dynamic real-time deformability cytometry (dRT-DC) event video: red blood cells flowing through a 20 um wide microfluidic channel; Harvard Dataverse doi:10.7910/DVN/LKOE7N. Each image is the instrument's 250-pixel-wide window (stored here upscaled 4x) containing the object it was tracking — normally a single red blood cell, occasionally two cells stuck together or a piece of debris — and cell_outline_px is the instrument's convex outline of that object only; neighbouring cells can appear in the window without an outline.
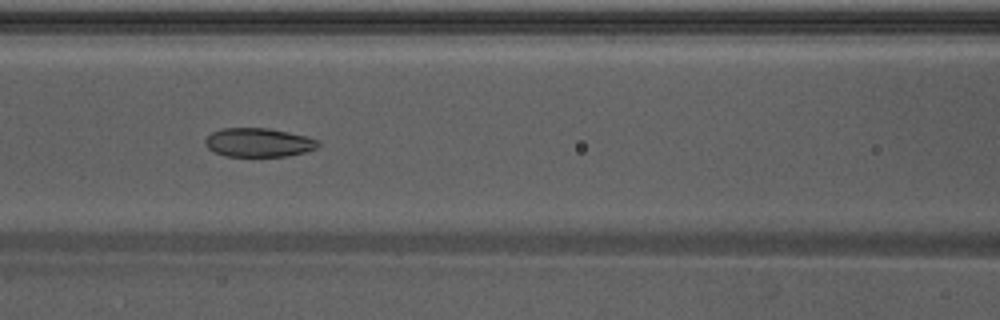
{"species": "Egyptian fruit bat (a non-hibernating species)", "species_latin": "Rousettus aegyptiacus", "temperature_condition": "warm", "stored_images_in_passage": 28, "camera_frame_rate_fps": 3000, "um_per_image_px": 0.085, "animal": {"sex": "male"}, "frame": {"image": 1, "passage_image": 11, "time_ms": 3.333, "image_size_px": [1000, 320], "cell_outline_px": [[320, 144], [316, 148], [304, 152], [288, 156], [224, 156], [208, 148], [204, 144], [204, 140], [212, 132], [220, 128], [268, 128], [308, 136], [320, 140]], "centroid_in_image_um": [21.99, 12.1], "position_along_channel_um": 144.6, "area_um2": 19.07}}
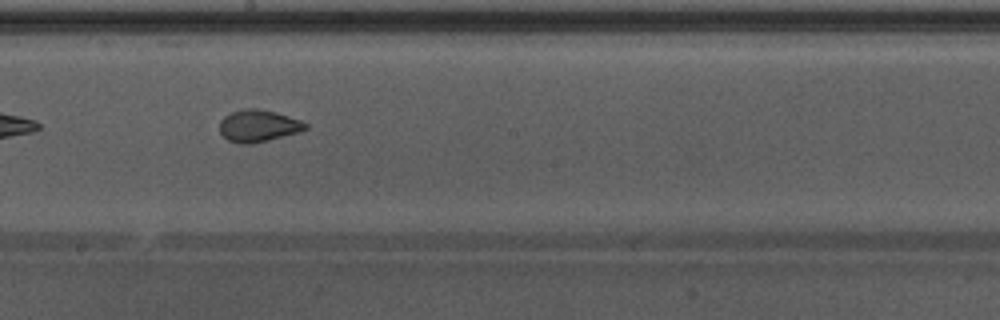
{"frame": {"image": 2, "passage_image": 18, "time_ms": 5.667, "image_size_px": [1000, 320], "cell_outline_px": [[308, 128], [300, 132], [252, 144], [244, 144], [228, 140], [220, 132], [220, 120], [224, 116], [232, 112], [244, 108], [256, 108], [276, 112], [300, 120], [308, 124]], "centroid_in_image_um": [21.97, 10.69], "position_along_channel_um": 226.2, "area_um2": 16.01}}